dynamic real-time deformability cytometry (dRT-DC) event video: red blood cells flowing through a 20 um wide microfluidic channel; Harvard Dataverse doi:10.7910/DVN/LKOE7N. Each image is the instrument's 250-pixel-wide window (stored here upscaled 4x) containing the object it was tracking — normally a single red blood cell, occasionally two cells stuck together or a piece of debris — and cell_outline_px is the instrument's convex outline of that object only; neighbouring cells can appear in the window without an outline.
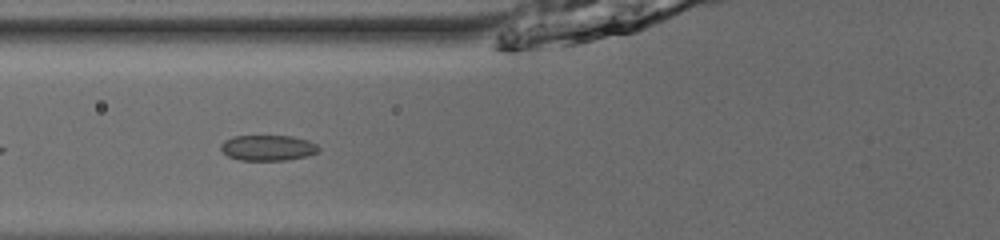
{"species": "common noctule bat (a hibernating species)", "species_latin": "Nyctalus noctula", "temperature_condition": "room temperature", "stored_images_in_passage": 33, "camera_frame_rate_fps": 3000, "um_per_image_px": 0.085, "animal": {"sex": "male", "body_mass_g": 13.0, "forearm_length_mm": 53.1}, "frame": {"image": 1, "passage_image": 4, "time_ms": 1.0, "image_size_px": [1000, 240], "cell_outline_px": [[320, 148], [316, 152], [308, 156], [288, 160], [240, 160], [228, 156], [220, 148], [220, 144], [224, 140], [232, 136], [292, 136], [308, 140], [316, 144]], "centroid_in_image_um": [22.76, 12.56], "position_along_channel_um": 103.0, "area_um2": 14.62}}
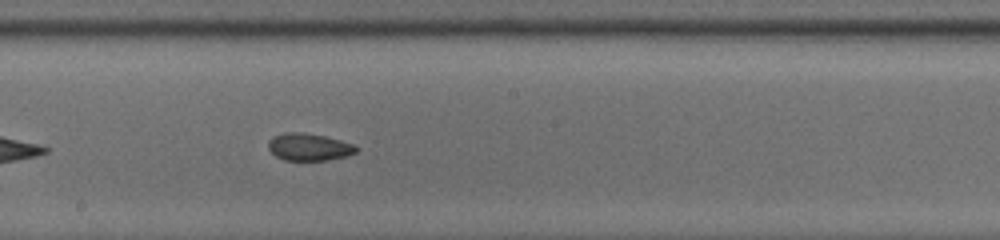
{"frame": {"image": 2, "passage_image": 13, "time_ms": 4.0, "image_size_px": [1000, 240], "cell_outline_px": [[360, 148], [356, 152], [344, 156], [324, 160], [284, 160], [276, 156], [268, 148], [268, 140], [272, 136], [284, 132], [300, 132], [324, 136], [340, 140], [352, 144]], "centroid_in_image_um": [26.22, 12.48], "position_along_channel_um": 222.0, "area_um2": 13.87}}
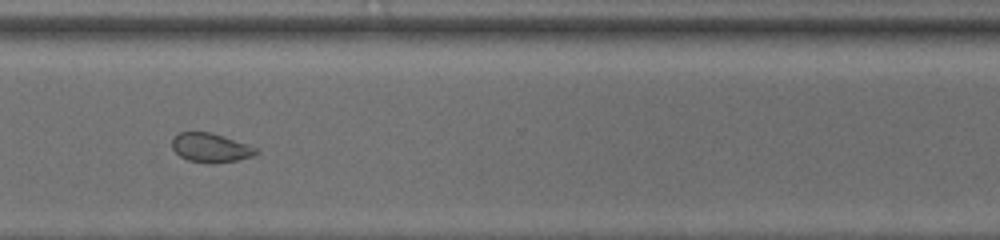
{"frame": {"image": 3, "passage_image": 23, "time_ms": 7.333, "image_size_px": [1000, 240], "cell_outline_px": [[260, 152], [252, 156], [236, 160], [212, 164], [188, 160], [180, 156], [172, 148], [172, 140], [180, 132], [208, 132], [224, 136], [248, 144], [256, 148]], "centroid_in_image_um": [17.92, 12.56], "position_along_channel_um": 352.7, "area_um2": 14.16}, "authors_computed_cell_mechanics": {"area_um2": 14.3344, "velocity_mm_per_s": 3.9368, "shape_relaxation_time_tau1_ms": 5.3957, "shape_relaxation_time_tau2_ms": 1.5561, "deformation_change_tau1": 0.0927, "deformation_change_tau2": 0.0498}}